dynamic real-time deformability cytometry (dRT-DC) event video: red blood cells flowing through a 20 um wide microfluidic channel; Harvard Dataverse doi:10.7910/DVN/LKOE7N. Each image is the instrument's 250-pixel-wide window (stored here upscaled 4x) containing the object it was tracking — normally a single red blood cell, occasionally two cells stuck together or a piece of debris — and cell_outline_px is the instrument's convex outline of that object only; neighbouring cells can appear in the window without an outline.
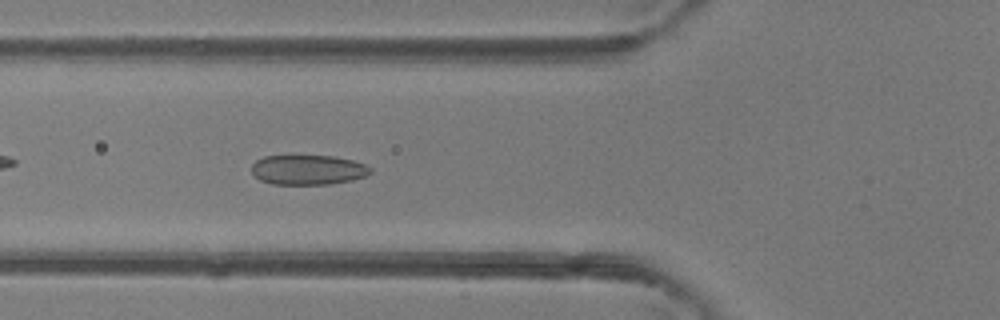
{"species": "common noctule bat (a hibernating species)", "species_latin": "Nyctalus noctula", "temperature_condition": "room temperature", "stored_images_in_passage": 37, "camera_frame_rate_fps": 3000, "um_per_image_px": 0.085, "animal": {"sex": "female"}, "frame": {"image": 1, "passage_image": 6, "time_ms": 1.667, "image_size_px": [1000, 320], "cell_outline_px": [[372, 172], [364, 176], [352, 180], [332, 184], [272, 184], [260, 180], [252, 172], [252, 164], [256, 160], [264, 156], [332, 156], [352, 160], [364, 164], [372, 168]], "centroid_in_image_um": [26.18, 14.44], "position_along_channel_um": 99.6, "area_um2": 20.58}}
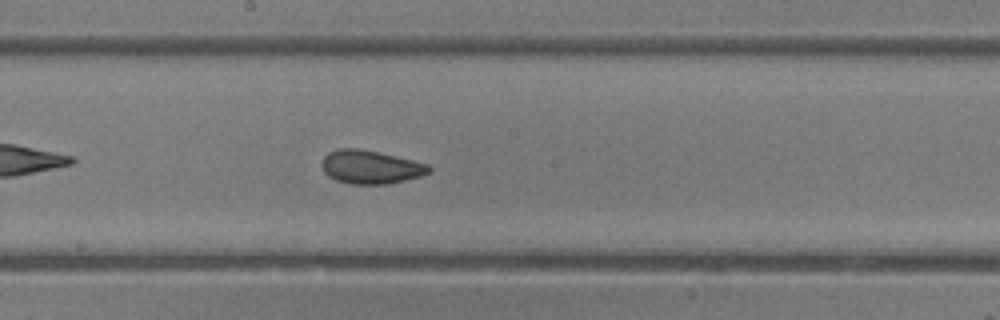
{"frame": {"image": 2, "passage_image": 14, "time_ms": 4.333, "image_size_px": [1000, 320], "cell_outline_px": [[432, 172], [420, 176], [388, 184], [352, 184], [336, 180], [328, 176], [324, 172], [320, 164], [324, 156], [328, 152], [340, 148], [356, 148], [376, 152], [412, 160], [428, 164], [432, 168]], "centroid_in_image_um": [31.48, 14.2], "position_along_channel_um": 216.7, "area_um2": 20.81}}
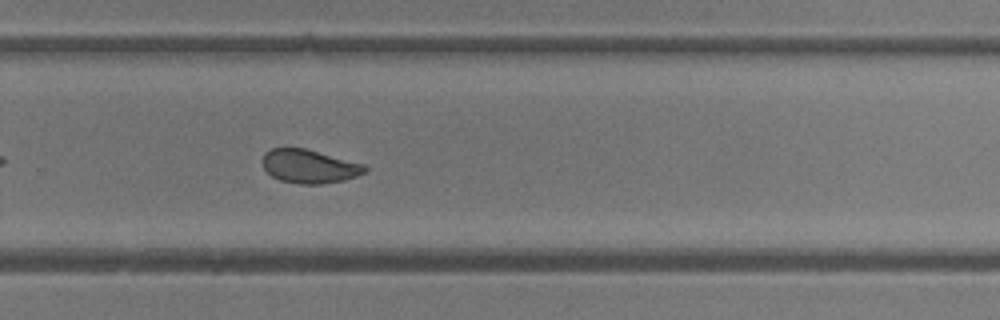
{"frame": {"image": 3, "passage_image": 20, "time_ms": 6.333, "image_size_px": [1000, 320], "cell_outline_px": [[368, 172], [344, 180], [320, 184], [300, 184], [280, 180], [272, 176], [264, 168], [260, 160], [264, 152], [272, 148], [304, 148], [364, 164], [368, 168]], "centroid_in_image_um": [26.27, 14.14], "position_along_channel_um": 303.5, "area_um2": 20.11}, "authors_computed_cell_mechanics": {"area_um2": 21.097, "velocity_mm_per_s": 4.374, "shape_relaxation_time_tau1_ms": 3.1094, "shape_relaxation_time_tau2_ms": 1.2229, "deformation_change_tau1": 0.0944, "deformation_change_tau2": 0.0619}}